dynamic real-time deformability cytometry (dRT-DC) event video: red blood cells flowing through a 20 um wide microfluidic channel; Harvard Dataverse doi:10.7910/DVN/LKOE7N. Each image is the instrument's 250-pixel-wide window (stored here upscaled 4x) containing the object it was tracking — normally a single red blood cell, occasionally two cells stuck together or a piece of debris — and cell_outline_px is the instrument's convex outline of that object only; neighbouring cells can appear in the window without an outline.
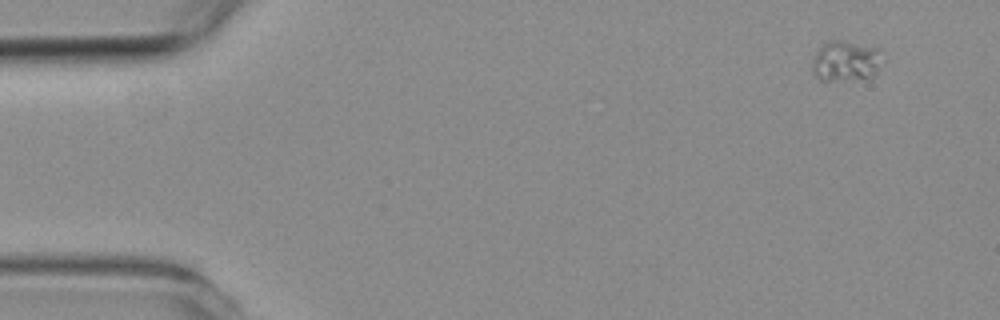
{"species": "common noctule bat (a hibernating species)", "species_latin": "Nyctalus noctula", "temperature_condition": "room temperature", "stored_images_in_passage": 3, "camera_frame_rate_fps": 3000, "um_per_image_px": 0.085, "animal": {"sex": "female", "body_mass_g": 19.3, "forearm_length_mm": 54.1}, "frame": {"image": 1, "passage_image": 1, "time_ms": 0.0, "image_size_px": [1000, 320], "cell_outline_px": [[880, 48], [876, 72], [872, 80], [820, 80], [812, 76], [812, 56], [820, 44], [828, 40], [840, 40]], "centroid_in_image_um": [71.8, 5.21], "position_along_channel_um": 13.2, "area_um2": 16.99}}